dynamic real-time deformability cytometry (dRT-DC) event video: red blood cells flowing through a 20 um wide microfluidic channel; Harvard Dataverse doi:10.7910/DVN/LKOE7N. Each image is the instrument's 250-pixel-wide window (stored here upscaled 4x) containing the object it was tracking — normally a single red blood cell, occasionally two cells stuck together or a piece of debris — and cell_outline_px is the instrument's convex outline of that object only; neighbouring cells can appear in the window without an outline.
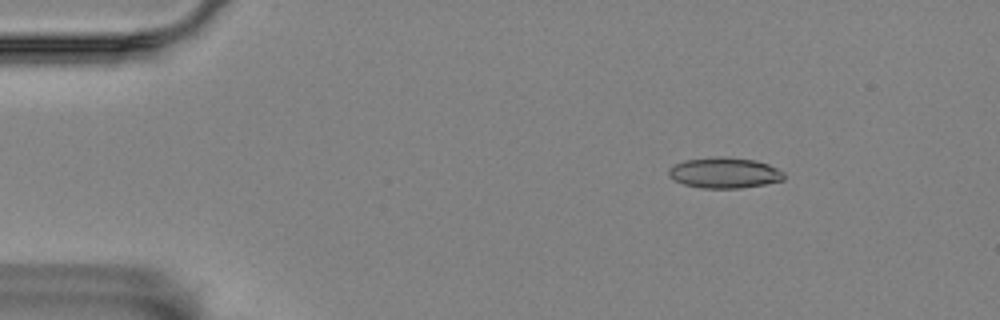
{"species": "Egyptian fruit bat (a non-hibernating species)", "species_latin": "Rousettus aegyptiacus", "temperature_condition": "room temperature", "stored_images_in_passage": 4, "camera_frame_rate_fps": 3000, "um_per_image_px": 0.085, "animal": {"sex": "female"}, "frame": {"image": 1, "passage_image": 2, "time_ms": 0.333, "image_size_px": [1000, 320], "cell_outline_px": [[784, 180], [764, 184], [740, 188], [700, 188], [684, 184], [668, 176], [668, 168], [684, 160], [716, 156], [720, 156], [756, 160], [768, 164], [784, 172]], "centroid_in_image_um": [61.57, 14.68], "position_along_channel_um": 23.4, "area_um2": 20.63}}